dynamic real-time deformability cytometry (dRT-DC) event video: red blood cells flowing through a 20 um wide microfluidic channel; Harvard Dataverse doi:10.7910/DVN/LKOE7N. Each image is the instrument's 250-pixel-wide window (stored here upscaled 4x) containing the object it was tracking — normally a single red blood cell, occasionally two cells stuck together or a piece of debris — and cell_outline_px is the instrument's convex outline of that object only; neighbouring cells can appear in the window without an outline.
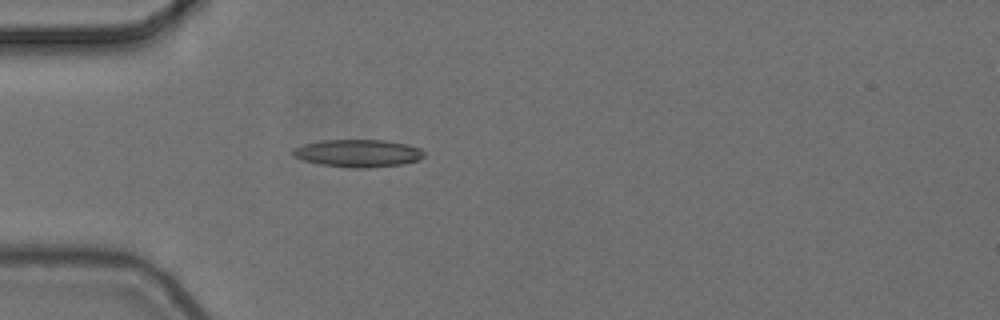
{"species": "common noctule bat (a hibernating species)", "species_latin": "Nyctalus noctula", "temperature_condition": "cold", "stored_images_in_passage": 4, "camera_frame_rate_fps": 3000, "um_per_image_px": 0.085, "animal": {"sex": "female", "body_mass_g": 24.6, "forearm_length_mm": 56.2}, "frame": {"image": 1, "passage_image": 4, "time_ms": 1.0, "image_size_px": [1000, 320], "cell_outline_px": [[424, 156], [420, 160], [400, 164], [368, 168], [352, 168], [320, 164], [304, 160], [292, 156], [292, 152], [296, 148], [304, 144], [324, 140], [384, 140], [408, 144], [420, 148], [424, 152]], "centroid_in_image_um": [30.46, 13.02], "position_along_channel_um": 54.5, "area_um2": 20.98}}